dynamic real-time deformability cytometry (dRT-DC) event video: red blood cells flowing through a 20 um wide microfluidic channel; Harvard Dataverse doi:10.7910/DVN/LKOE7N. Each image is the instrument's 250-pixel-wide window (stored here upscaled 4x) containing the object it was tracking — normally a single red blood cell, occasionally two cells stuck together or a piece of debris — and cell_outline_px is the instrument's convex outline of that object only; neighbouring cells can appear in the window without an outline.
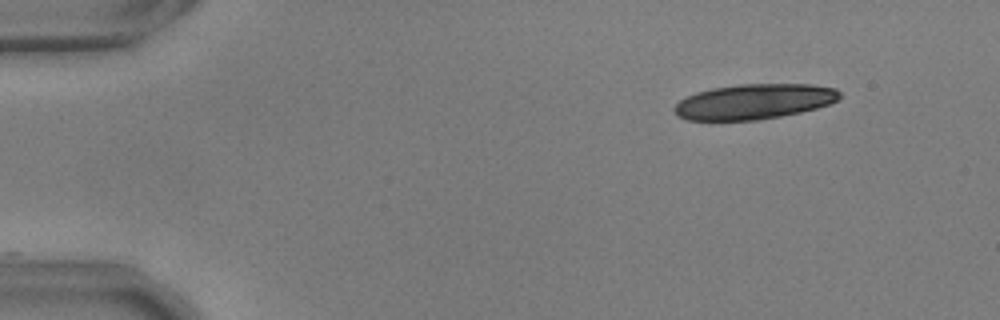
{"species": "common noctule bat (a hibernating species)", "species_latin": "Nyctalus noctula", "temperature_condition": "warm", "stored_images_in_passage": 14, "camera_frame_rate_fps": 3000, "um_per_image_px": 0.085, "animal": {"sex": "male", "body_mass_g": 17.9, "forearm_length_mm": 54.2}, "frame": {"image": 1, "passage_image": 1, "time_ms": 0.0, "image_size_px": [1000, 320], "cell_outline_px": [[840, 100], [816, 108], [800, 112], [780, 116], [756, 120], [684, 120], [676, 116], [672, 112], [672, 108], [680, 100], [696, 92], [712, 88], [740, 84], [812, 84], [836, 88], [840, 92]], "centroid_in_image_um": [64.07, 8.63], "position_along_channel_um": 20.9, "area_um2": 34.1}}